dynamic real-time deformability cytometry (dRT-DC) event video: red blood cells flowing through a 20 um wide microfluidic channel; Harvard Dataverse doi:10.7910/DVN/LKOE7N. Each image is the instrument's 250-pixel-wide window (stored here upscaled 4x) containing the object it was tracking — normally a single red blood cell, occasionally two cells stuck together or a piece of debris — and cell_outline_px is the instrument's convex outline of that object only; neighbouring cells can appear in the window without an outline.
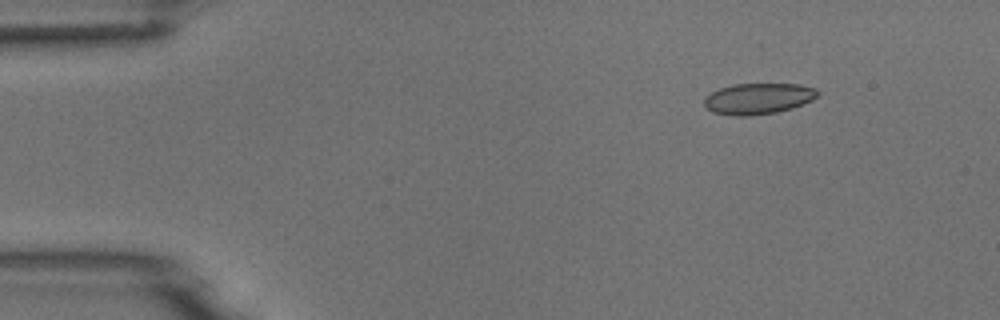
{"species": "common noctule bat (a hibernating species)", "species_latin": "Nyctalus noctula", "temperature_condition": "room temperature", "stored_images_in_passage": 4, "camera_frame_rate_fps": 3000, "um_per_image_px": 0.085, "animal": {"sex": "male", "body_mass_g": 18.8}, "frame": {"image": 1, "passage_image": 2, "time_ms": 1.0, "image_size_px": [1000, 320], "cell_outline_px": [[820, 92], [812, 100], [792, 108], [776, 112], [748, 116], [732, 116], [712, 112], [704, 104], [704, 96], [720, 88], [732, 84], [800, 84], [816, 88]], "centroid_in_image_um": [64.44, 8.38], "position_along_channel_um": 20.6, "area_um2": 20.58}}